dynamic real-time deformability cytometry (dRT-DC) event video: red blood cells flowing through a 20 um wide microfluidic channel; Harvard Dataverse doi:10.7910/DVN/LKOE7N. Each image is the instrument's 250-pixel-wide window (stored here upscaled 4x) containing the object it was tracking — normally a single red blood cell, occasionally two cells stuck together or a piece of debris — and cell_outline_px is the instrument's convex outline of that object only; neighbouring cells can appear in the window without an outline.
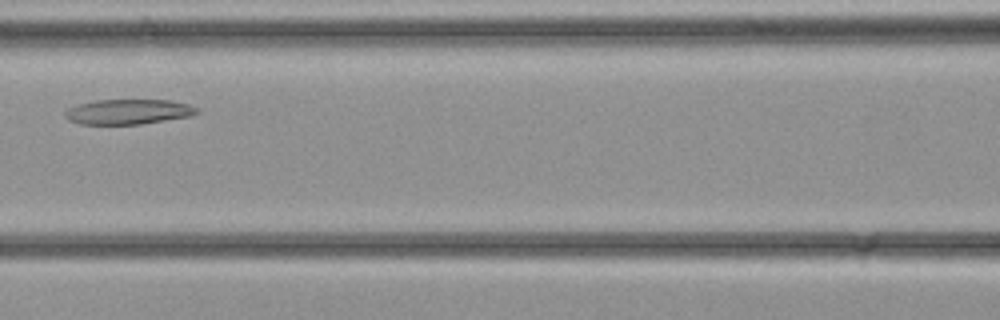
{"species": "common noctule bat (a hibernating species)", "species_latin": "Nyctalus noctula", "temperature_condition": "cold", "stored_images_in_passage": 29, "camera_frame_rate_fps": 3000, "um_per_image_px": 0.085, "animal": {"sex": "female", "body_mass_g": 21.9}, "frame": {"image": 1, "passage_image": 9, "time_ms": 2.667, "image_size_px": [1000, 320], "cell_outline_px": [[200, 112], [192, 116], [140, 124], [80, 124], [68, 120], [64, 116], [64, 112], [68, 108], [76, 104], [96, 100], [168, 100], [188, 104], [200, 108]], "centroid_in_image_um": [10.91, 9.5], "position_along_channel_um": 155.7, "area_um2": 19.42}}
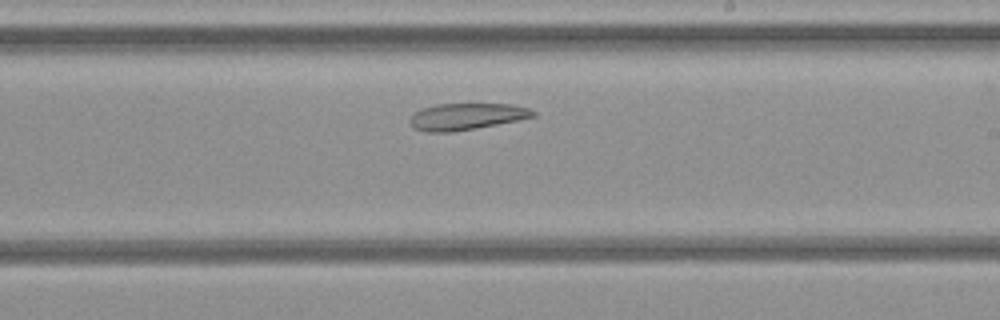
{"frame": {"image": 2, "passage_image": 14, "time_ms": 4.333, "image_size_px": [1000, 320], "cell_outline_px": [[536, 116], [476, 128], [452, 132], [424, 132], [412, 128], [408, 120], [420, 108], [436, 104], [512, 104], [528, 108], [536, 112]], "centroid_in_image_um": [39.59, 9.9], "position_along_channel_um": 249.4, "area_um2": 19.13}}
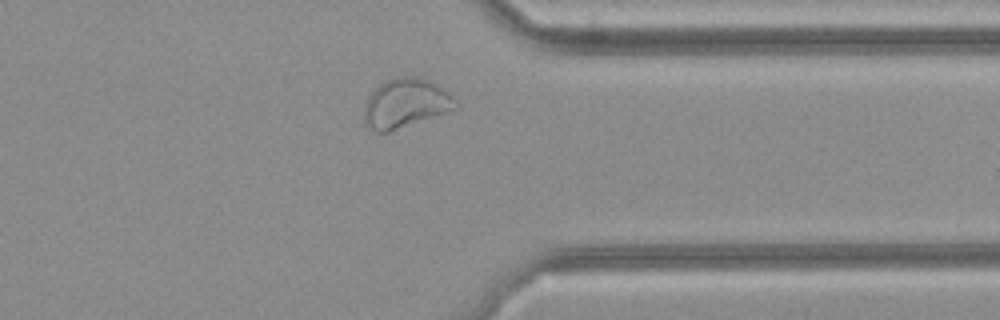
{"frame": {"image": 3, "passage_image": 21, "time_ms": 6.667, "image_size_px": [1000, 320], "cell_outline_px": [[460, 104], [456, 108], [388, 132], [376, 132], [368, 128], [364, 120], [364, 104], [368, 96], [380, 84], [396, 76], [412, 76], [428, 80], [436, 84], [448, 92]], "centroid_in_image_um": [34.44, 8.77], "position_along_channel_um": 377.0, "area_um2": 25.95}}